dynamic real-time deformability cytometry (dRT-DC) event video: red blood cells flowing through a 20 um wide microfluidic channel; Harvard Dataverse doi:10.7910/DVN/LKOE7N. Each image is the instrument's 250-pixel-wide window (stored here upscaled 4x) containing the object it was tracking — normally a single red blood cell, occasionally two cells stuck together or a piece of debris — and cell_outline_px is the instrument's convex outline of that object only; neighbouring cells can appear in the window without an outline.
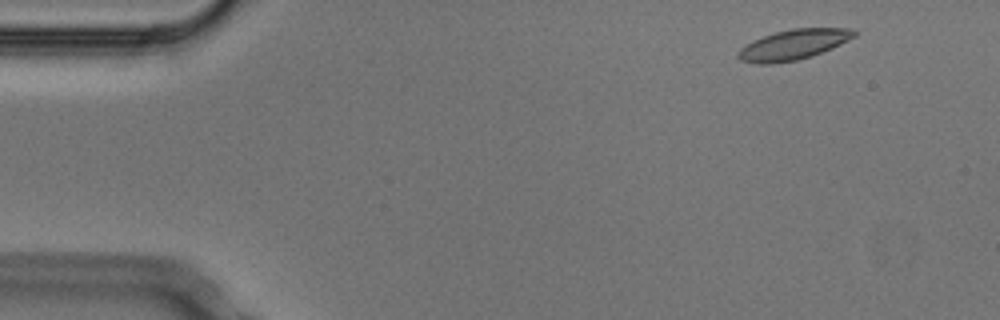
{"species": "Egyptian fruit bat (a non-hibernating species)", "species_latin": "Rousettus aegyptiacus", "temperature_condition": "cold", "stored_images_in_passage": 5, "camera_frame_rate_fps": 3000, "um_per_image_px": 0.085, "animal": {"sex": "male"}, "frame": {"image": 1, "passage_image": 5, "time_ms": 1.333, "image_size_px": [1000, 320], "cell_outline_px": [[856, 36], [832, 48], [812, 56], [796, 60], [772, 64], [760, 64], [740, 60], [736, 56], [736, 52], [740, 48], [752, 40], [776, 32], [792, 28], [852, 28], [856, 32]], "centroid_in_image_um": [67.41, 3.79], "position_along_channel_um": 17.6, "area_um2": 20.46}}